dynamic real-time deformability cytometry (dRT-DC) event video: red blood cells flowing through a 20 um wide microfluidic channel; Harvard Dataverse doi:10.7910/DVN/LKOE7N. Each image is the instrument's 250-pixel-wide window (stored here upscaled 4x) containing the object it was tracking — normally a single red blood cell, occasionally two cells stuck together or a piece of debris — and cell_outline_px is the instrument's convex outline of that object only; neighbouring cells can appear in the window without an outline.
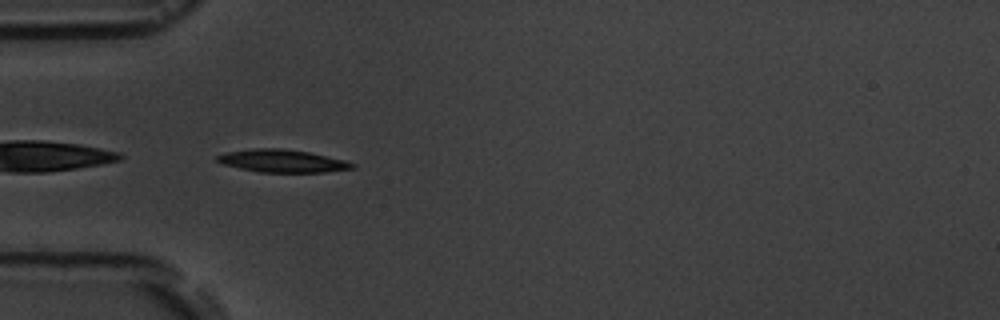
{"species": "common noctule bat (a hibernating species)", "species_latin": "Nyctalus noctula", "temperature_condition": "room temperature", "stored_images_in_passage": 8, "camera_frame_rate_fps": 3000, "um_per_image_px": 0.085, "animal": {"sex": "male", "body_mass_g": 19.5, "forearm_length_mm": 54.6}, "frame": {"image": 1, "passage_image": 4, "time_ms": 3.667, "image_size_px": [1000, 320], "cell_outline_px": [[356, 168], [324, 172], [260, 172], [240, 168], [224, 164], [216, 160], [216, 156], [228, 152], [252, 148], [284, 148], [308, 152], [344, 160], [356, 164]], "centroid_in_image_um": [24.02, 13.68], "position_along_channel_um": 61.0, "area_um2": 17.74}}
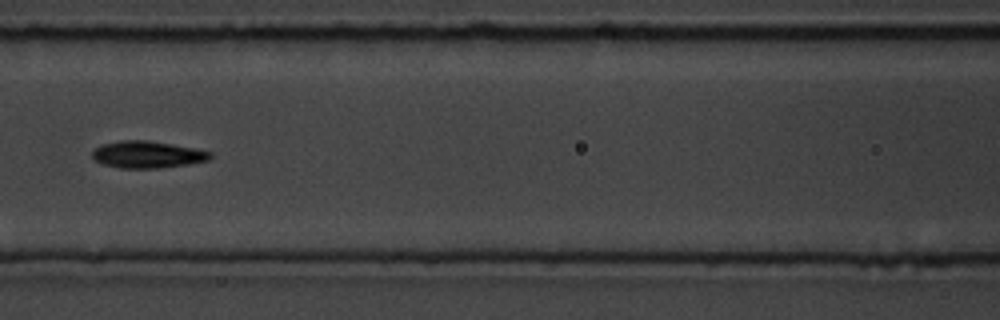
{"frame": {"image": 2, "passage_image": 6, "time_ms": 6.333, "image_size_px": [1000, 320], "cell_outline_px": [[212, 156], [208, 160], [188, 164], [160, 168], [120, 168], [104, 164], [96, 160], [92, 156], [92, 152], [96, 148], [104, 144], [120, 140], [144, 140], [192, 148], [212, 152]], "centroid_in_image_um": [12.52, 13.14], "position_along_channel_um": 154.1, "area_um2": 18.15}}
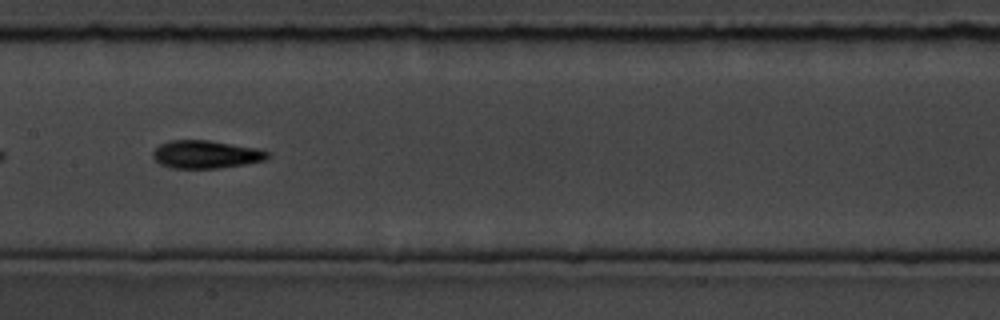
{"frame": {"image": 3, "passage_image": 7, "time_ms": 7.333, "image_size_px": [1000, 320], "cell_outline_px": [[272, 156], [268, 160], [220, 168], [172, 168], [160, 164], [152, 156], [152, 152], [160, 144], [168, 140], [208, 140], [256, 148], [272, 152]], "centroid_in_image_um": [17.54, 13.12], "position_along_channel_um": 189.9, "area_um2": 18.84}}